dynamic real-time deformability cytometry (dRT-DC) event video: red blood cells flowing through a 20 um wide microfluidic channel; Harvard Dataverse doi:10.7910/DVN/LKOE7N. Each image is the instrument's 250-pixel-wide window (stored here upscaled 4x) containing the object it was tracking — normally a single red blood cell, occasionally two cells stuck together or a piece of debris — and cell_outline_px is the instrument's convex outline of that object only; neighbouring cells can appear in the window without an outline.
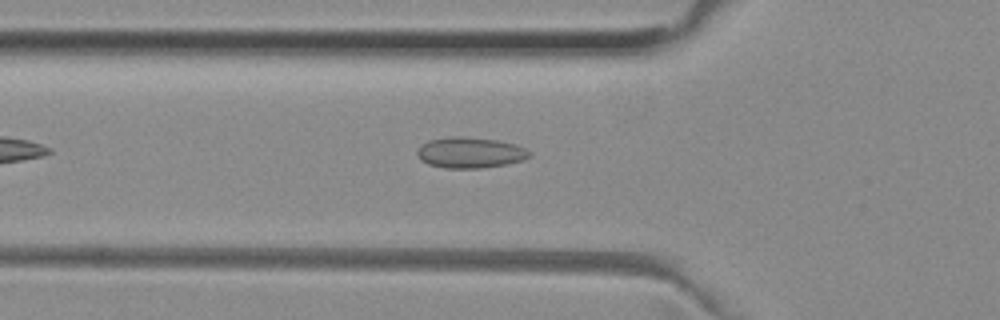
{"species": "common noctule bat (a hibernating species)", "species_latin": "Nyctalus noctula", "temperature_condition": "room temperature", "stored_images_in_passage": 42, "camera_frame_rate_fps": 3000, "um_per_image_px": 0.085, "animal": {"sex": "female", "body_mass_g": 29.2, "forearm_length_mm": 56.3}, "frame": {"image": 1, "passage_image": 8, "time_ms": 2.333, "image_size_px": [1000, 320], "cell_outline_px": [[532, 156], [524, 160], [504, 164], [480, 168], [444, 168], [428, 164], [420, 160], [416, 152], [428, 140], [448, 136], [460, 136], [496, 140], [512, 144], [524, 148], [532, 152]], "centroid_in_image_um": [39.95, 12.97], "position_along_channel_um": 85.8, "area_um2": 20.06}}
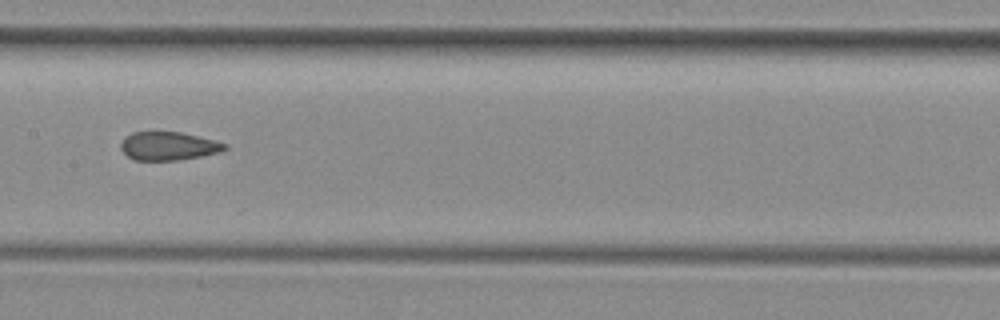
{"frame": {"image": 2, "passage_image": 16, "time_ms": 5.0, "image_size_px": [1000, 320], "cell_outline_px": [[228, 148], [220, 152], [200, 156], [176, 160], [132, 160], [120, 148], [120, 144], [124, 136], [132, 132], [180, 132], [216, 140], [228, 144]], "centroid_in_image_um": [14.31, 12.41], "position_along_channel_um": 193.1, "area_um2": 17.28}}
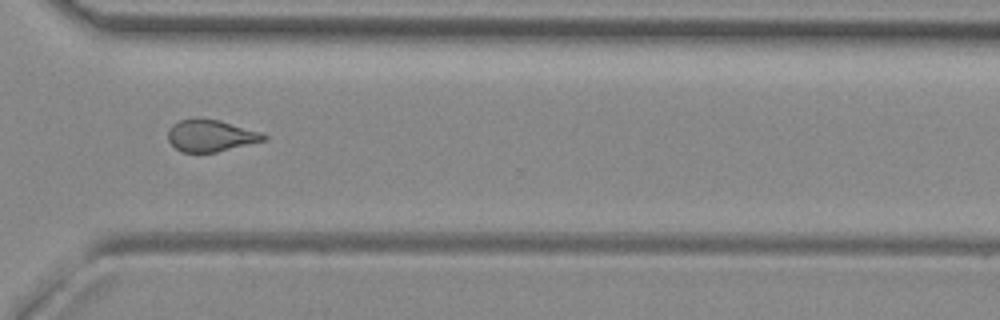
{"frame": {"image": 3, "passage_image": 28, "time_ms": 9.0, "image_size_px": [1000, 320], "cell_outline_px": [[268, 140], [216, 152], [180, 152], [168, 140], [168, 132], [172, 124], [180, 120], [196, 116], [220, 120], [264, 132], [268, 136]], "centroid_in_image_um": [17.95, 11.5], "position_along_channel_um": 352.6, "area_um2": 18.26}, "authors_computed_cell_mechanics": {"area_um2": 18.2648, "velocity_mm_per_s": 3.9943, "shape_relaxation_time_tau1_ms": null, "shape_relaxation_time_tau2_ms": 1.706, "deformation_change_tau1": null, "deformation_change_tau2": 0.0999}}